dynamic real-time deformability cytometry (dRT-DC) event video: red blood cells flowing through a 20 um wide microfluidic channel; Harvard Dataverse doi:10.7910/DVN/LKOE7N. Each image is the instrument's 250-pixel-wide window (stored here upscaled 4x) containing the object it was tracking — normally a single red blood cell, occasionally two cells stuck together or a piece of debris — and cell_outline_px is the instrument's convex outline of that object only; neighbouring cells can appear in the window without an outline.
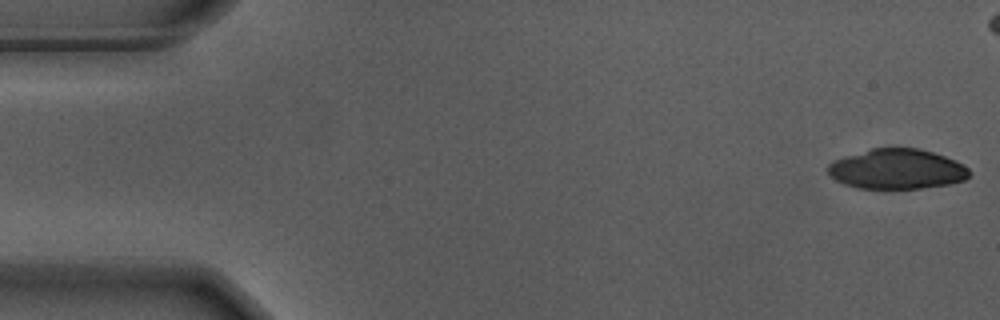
{"species": "Egyptian fruit bat (a non-hibernating species)", "species_latin": "Rousettus aegyptiacus", "temperature_condition": "warm", "stored_images_in_passage": 8, "camera_frame_rate_fps": 3000, "um_per_image_px": 0.085, "animal": {"sex": "male"}, "frame": {"image": 1, "passage_image": 1, "time_ms": 0.0, "image_size_px": [1000, 320], "cell_outline_px": [[972, 172], [964, 180], [948, 184], [920, 188], [856, 188], [844, 184], [836, 180], [828, 172], [828, 164], [844, 156], [872, 148], [892, 144], [920, 148], [956, 160], [968, 168]], "centroid_in_image_um": [76.24, 14.33], "position_along_channel_um": 8.8, "area_um2": 33.52}}